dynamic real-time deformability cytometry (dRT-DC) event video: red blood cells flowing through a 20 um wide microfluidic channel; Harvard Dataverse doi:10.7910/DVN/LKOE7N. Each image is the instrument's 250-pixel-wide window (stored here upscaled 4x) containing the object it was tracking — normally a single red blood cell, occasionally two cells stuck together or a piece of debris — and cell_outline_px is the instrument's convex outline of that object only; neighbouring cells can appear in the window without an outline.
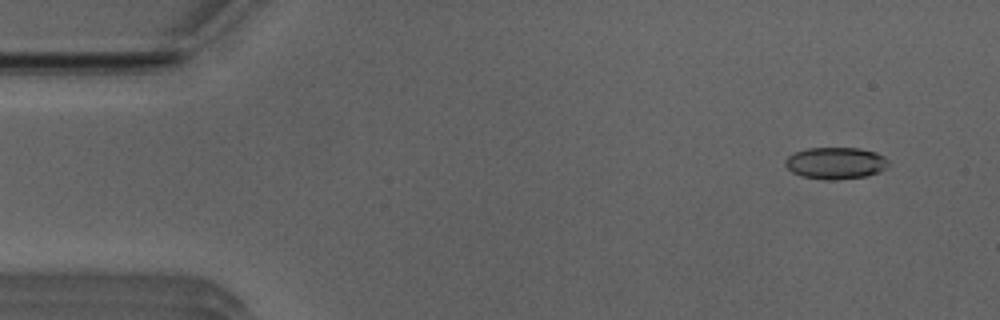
{"species": "Egyptian fruit bat (a non-hibernating species)", "species_latin": "Rousettus aegyptiacus", "temperature_condition": "room temperature", "stored_images_in_passage": 52, "camera_frame_rate_fps": 3000, "um_per_image_px": 0.085, "animal": {"sex": "male"}, "frame": {"image": 1, "passage_image": 4, "time_ms": 1.0, "image_size_px": [1000, 320], "cell_outline_px": [[888, 164], [880, 172], [868, 176], [828, 180], [800, 176], [792, 172], [784, 164], [784, 160], [788, 156], [796, 152], [808, 148], [860, 148], [876, 152], [884, 156], [888, 160]], "centroid_in_image_um": [71.03, 13.86], "position_along_channel_um": 14.0, "area_um2": 19.13}}
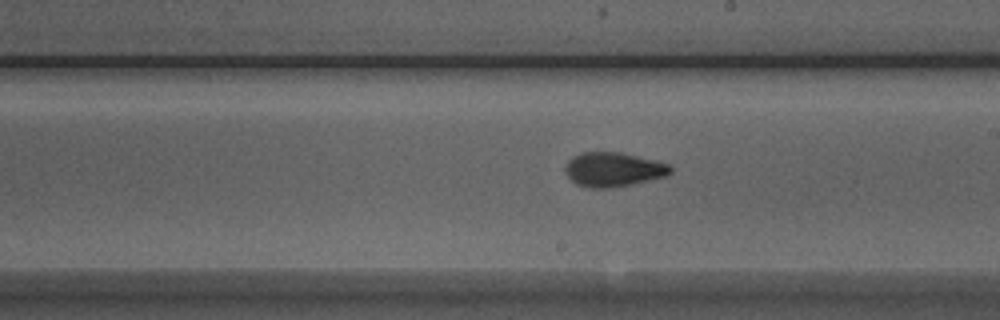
{"frame": {"image": 2, "passage_image": 29, "time_ms": 9.333, "image_size_px": [1000, 320], "cell_outline_px": [[672, 172], [664, 176], [632, 184], [608, 188], [588, 188], [576, 184], [564, 172], [564, 168], [568, 160], [584, 152], [620, 152], [668, 164], [672, 168]], "centroid_in_image_um": [52.09, 14.41], "position_along_channel_um": 236.9, "area_um2": 20.75}}
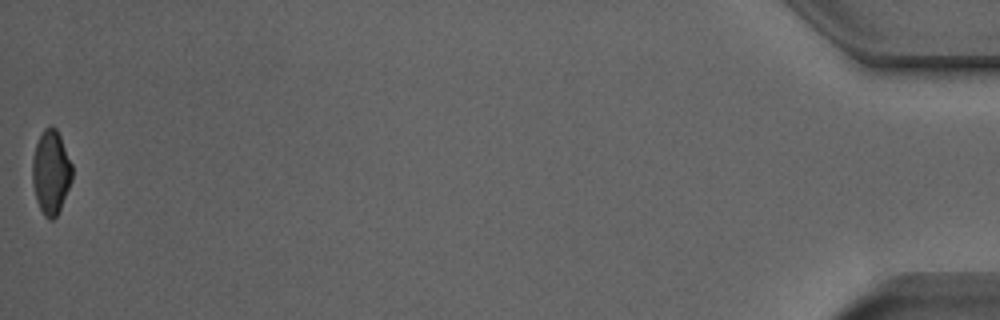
{"frame": {"image": 3, "passage_image": 52, "time_ms": 17.0, "image_size_px": [1000, 320], "cell_outline_px": [[72, 180], [60, 208], [56, 216], [52, 220], [48, 220], [44, 216], [36, 200], [32, 184], [32, 156], [36, 144], [44, 128], [56, 128], [60, 136], [72, 164]], "centroid_in_image_um": [4.32, 14.66], "position_along_channel_um": 430.9, "area_um2": 19.36}, "authors_computed_cell_mechanics": {"area_um2": 19.941, "velocity_mm_per_s": 3.9192, "shape_relaxation_time_tau1_ms": 9.5027, "shape_relaxation_time_tau2_ms": 1.7356, "deformation_change_tau1": 0.1986, "deformation_change_tau2": 0.0683}}